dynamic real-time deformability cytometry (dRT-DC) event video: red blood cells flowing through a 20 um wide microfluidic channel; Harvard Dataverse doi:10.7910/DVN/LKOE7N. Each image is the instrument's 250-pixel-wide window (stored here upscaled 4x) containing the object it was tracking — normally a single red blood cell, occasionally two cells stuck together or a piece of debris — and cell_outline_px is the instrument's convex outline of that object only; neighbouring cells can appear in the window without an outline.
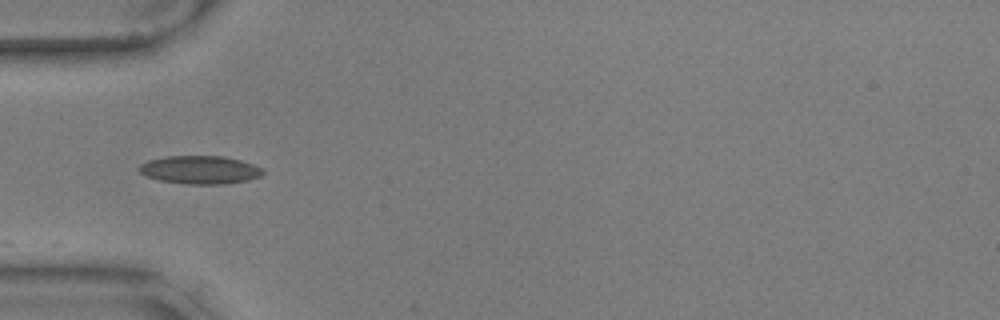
{"species": "common noctule bat (a hibernating species)", "species_latin": "Nyctalus noctula", "temperature_condition": "warm", "stored_images_in_passage": 8, "camera_frame_rate_fps": 3000, "um_per_image_px": 0.085, "animal": {"sex": "male", "body_mass_g": 17.9, "forearm_length_mm": 54.2}, "frame": {"image": 1, "passage_image": 1, "time_ms": 0.0, "image_size_px": [1000, 320], "cell_outline_px": [[264, 172], [260, 176], [248, 180], [224, 184], [184, 184], [160, 180], [144, 176], [136, 168], [140, 164], [148, 160], [168, 156], [224, 156], [240, 160], [252, 164], [260, 168]], "centroid_in_image_um": [16.95, 14.44], "position_along_channel_um": 68.1, "area_um2": 20.35}}